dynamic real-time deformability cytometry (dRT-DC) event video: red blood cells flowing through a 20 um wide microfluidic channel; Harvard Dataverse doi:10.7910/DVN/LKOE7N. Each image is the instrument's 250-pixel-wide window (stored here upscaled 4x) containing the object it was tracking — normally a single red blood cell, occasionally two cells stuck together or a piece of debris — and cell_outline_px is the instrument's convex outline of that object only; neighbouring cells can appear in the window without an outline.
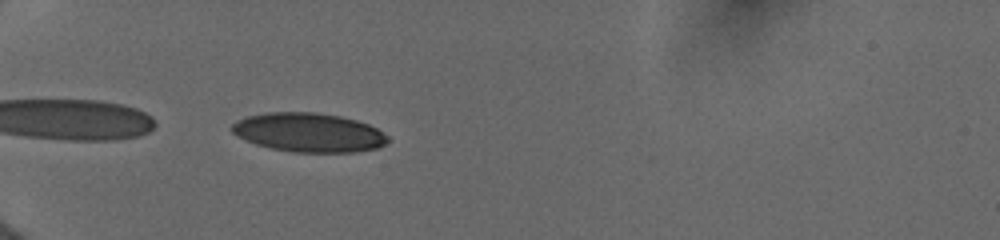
{"species": "human", "species_latin": "Homo sapiens", "temperature_condition": "cold", "stored_images_in_passage": 8, "camera_frame_rate_fps": 3000, "um_per_image_px": 0.085, "donor": {"sex": "female"}, "frame": {"image": 1, "passage_image": 1, "time_ms": 0.0, "image_size_px": [1000, 240], "cell_outline_px": [[388, 140], [384, 144], [376, 148], [352, 152], [292, 152], [272, 148], [256, 144], [244, 140], [236, 136], [228, 128], [232, 124], [248, 116], [268, 112], [316, 112], [340, 116], [356, 120], [368, 124], [376, 128], [388, 136]], "centroid_in_image_um": [26.21, 11.26], "position_along_channel_um": 58.8, "area_um2": 35.37}}
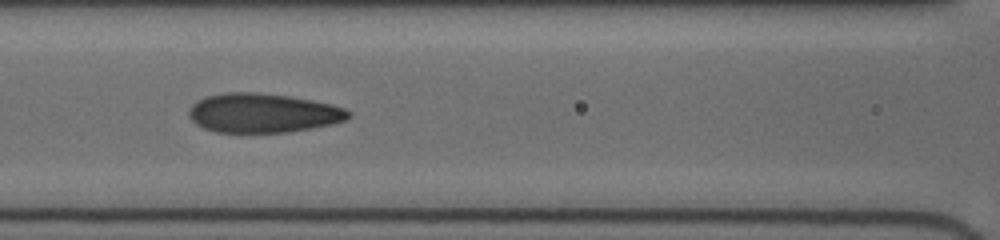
{"frame": {"image": 2, "passage_image": 5, "time_ms": 2.667, "image_size_px": [1000, 240], "cell_outline_px": [[352, 116], [348, 120], [332, 124], [312, 128], [288, 132], [216, 132], [204, 128], [196, 124], [188, 116], [188, 112], [192, 104], [196, 100], [208, 96], [228, 92], [260, 92], [292, 96], [332, 104], [344, 108], [352, 112]], "centroid_in_image_um": [22.38, 9.6], "position_along_channel_um": 144.2, "area_um2": 36.82}}
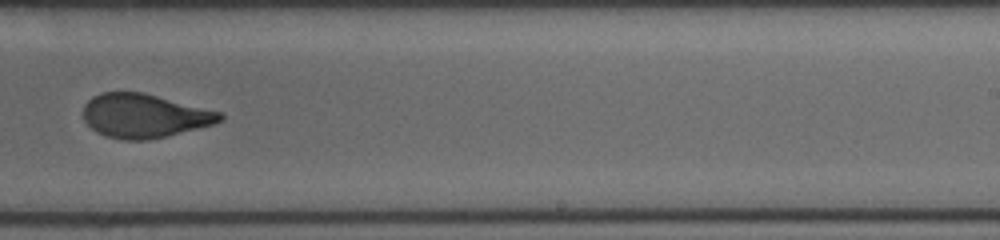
{"frame": {"image": 3, "passage_image": 8, "time_ms": 6.0, "image_size_px": [1000, 240], "cell_outline_px": [[224, 120], [212, 124], [168, 136], [148, 140], [124, 140], [104, 136], [96, 132], [84, 120], [84, 104], [92, 96], [100, 92], [144, 92], [224, 112]], "centroid_in_image_um": [12.29, 9.83], "position_along_channel_um": 276.7, "area_um2": 35.32}}